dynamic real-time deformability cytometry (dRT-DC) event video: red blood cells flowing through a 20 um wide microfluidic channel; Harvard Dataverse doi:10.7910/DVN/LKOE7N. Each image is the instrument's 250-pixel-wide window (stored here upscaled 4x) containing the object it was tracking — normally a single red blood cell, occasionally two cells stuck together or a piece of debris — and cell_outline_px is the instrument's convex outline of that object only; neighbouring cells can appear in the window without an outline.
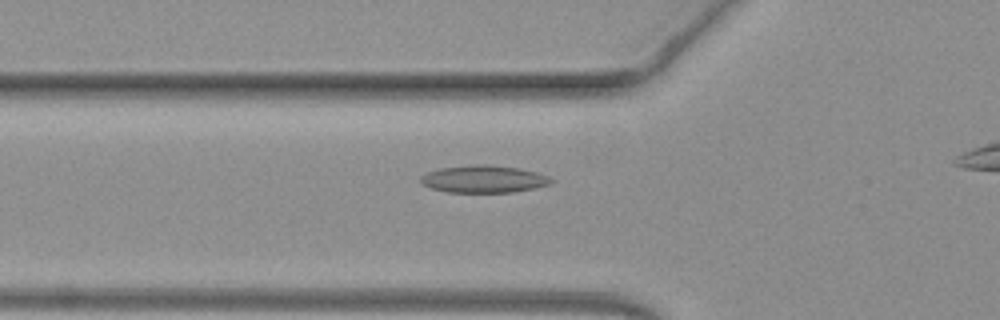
{"species": "common noctule bat (a hibernating species)", "species_latin": "Nyctalus noctula", "temperature_condition": "warm", "stored_images_in_passage": 41, "camera_frame_rate_fps": 3000, "um_per_image_px": 0.085, "animal": {"sex": "female", "body_mass_g": 19.3, "forearm_length_mm": 54.1}, "frame": {"image": 1, "passage_image": 14, "time_ms": 4.333, "image_size_px": [1000, 320], "cell_outline_px": [[552, 184], [536, 188], [512, 192], [448, 192], [432, 188], [420, 184], [420, 176], [428, 172], [440, 168], [476, 164], [484, 164], [520, 168], [536, 172], [548, 176], [552, 180]], "centroid_in_image_um": [41.12, 15.22], "position_along_channel_um": 84.7, "area_um2": 20.81}}
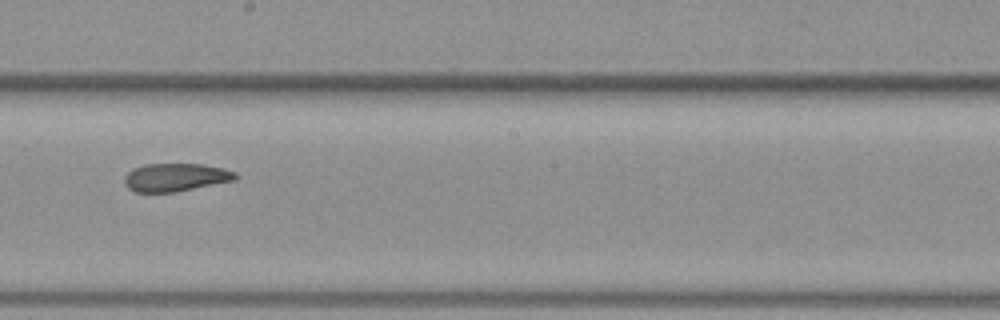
{"frame": {"image": 2, "passage_image": 25, "time_ms": 8.0, "image_size_px": [1000, 320], "cell_outline_px": [[240, 176], [236, 180], [172, 192], [136, 192], [128, 188], [124, 180], [124, 176], [128, 172], [144, 164], [204, 164], [224, 168], [236, 172]], "centroid_in_image_um": [14.97, 15.06], "position_along_channel_um": 233.2, "area_um2": 18.09}}
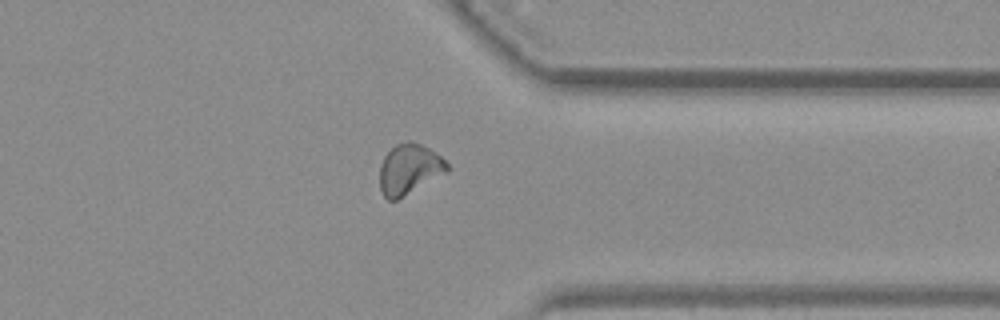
{"frame": {"image": 3, "passage_image": 36, "time_ms": 11.667, "image_size_px": [1000, 320], "cell_outline_px": [[448, 172], [396, 200], [388, 200], [384, 196], [380, 188], [380, 164], [384, 156], [396, 144], [408, 140], [412, 140], [428, 148], [440, 156], [448, 164]], "centroid_in_image_um": [34.77, 14.37], "position_along_channel_um": 376.6, "area_um2": 19.65}, "authors_computed_cell_mechanics": {"area_um2": 19.652, "velocity_mm_per_s": 4.0381, "shape_relaxation_time_tau1_ms": null, "shape_relaxation_time_tau2_ms": 3.4881, "deformation_change_tau1": null, "deformation_change_tau2": 0.0992}}